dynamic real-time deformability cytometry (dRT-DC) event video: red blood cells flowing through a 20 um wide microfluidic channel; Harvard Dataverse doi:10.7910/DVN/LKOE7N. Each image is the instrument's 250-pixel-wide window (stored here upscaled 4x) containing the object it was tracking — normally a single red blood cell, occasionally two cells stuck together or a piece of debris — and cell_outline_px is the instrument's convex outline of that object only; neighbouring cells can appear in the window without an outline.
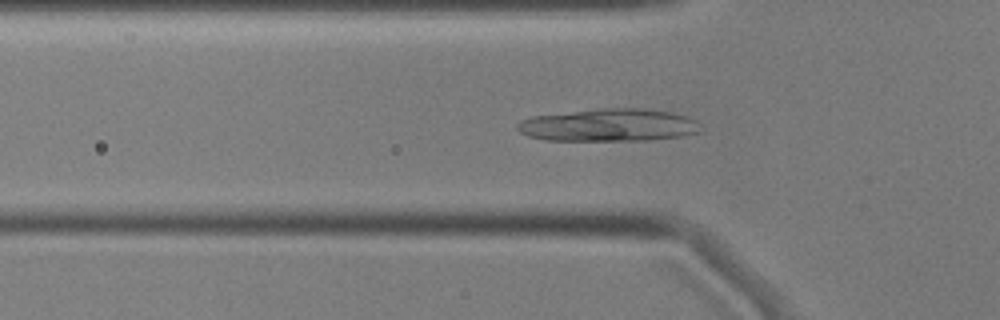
{"species": "common noctule bat (a hibernating species)", "species_latin": "Nyctalus noctula", "temperature_condition": "cold", "stored_images_in_passage": 40, "camera_frame_rate_fps": 3000, "um_per_image_px": 0.085, "animal": {"sex": "male", "body_mass_g": 17.9, "forearm_length_mm": 54.2}, "frame": {"image": 1, "passage_image": 2, "time_ms": 0.333, "image_size_px": [1000, 320], "cell_outline_px": [[700, 132], [684, 136], [648, 140], [544, 140], [528, 136], [520, 132], [516, 128], [516, 124], [520, 120], [532, 116], [596, 108], [644, 108], [672, 112], [696, 120]], "centroid_in_image_um": [51.71, 10.63], "position_along_channel_um": 74.1, "area_um2": 35.03}}
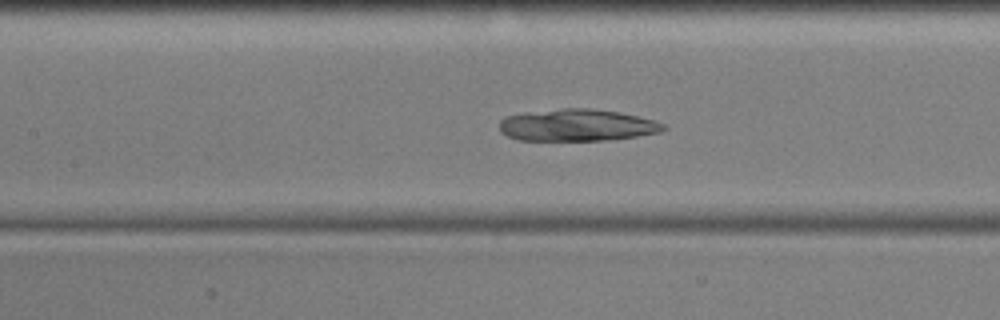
{"frame": {"image": 2, "passage_image": 9, "time_ms": 2.667, "image_size_px": [1000, 320], "cell_outline_px": [[668, 128], [660, 132], [636, 136], [608, 140], [516, 140], [500, 132], [500, 120], [508, 116], [528, 112], [560, 108], [588, 108], [620, 112], [656, 120], [664, 124]], "centroid_in_image_um": [49.07, 10.64], "position_along_channel_um": 158.3, "area_um2": 30.58}}
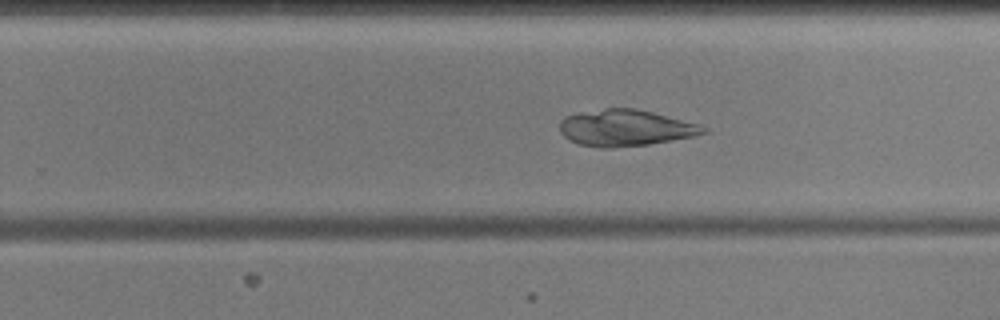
{"frame": {"image": 3, "passage_image": 19, "time_ms": 6.0, "image_size_px": [1000, 320], "cell_outline_px": [[708, 132], [696, 136], [648, 144], [612, 148], [600, 148], [580, 144], [568, 140], [560, 132], [560, 120], [564, 116], [580, 112], [604, 108], [636, 108], [700, 124], [708, 128]], "centroid_in_image_um": [53.16, 10.87], "position_along_channel_um": 276.6, "area_um2": 30.69}}